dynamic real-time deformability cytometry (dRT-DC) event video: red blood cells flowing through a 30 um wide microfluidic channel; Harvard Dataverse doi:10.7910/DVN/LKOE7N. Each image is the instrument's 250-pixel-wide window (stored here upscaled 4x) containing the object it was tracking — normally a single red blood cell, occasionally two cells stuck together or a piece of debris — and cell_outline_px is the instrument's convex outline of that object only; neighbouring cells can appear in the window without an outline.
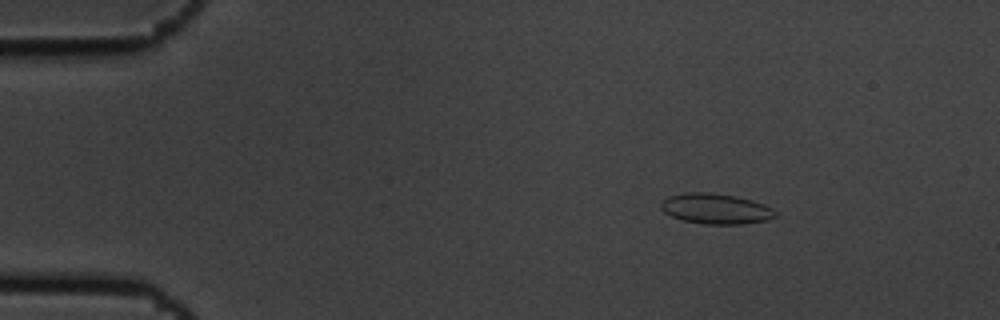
{"species": "common noctule bat (a hibernating species)", "species_latin": "Nyctalus noctula", "temperature_condition": "cold", "stored_images_in_passage": 6, "camera_frame_rate_fps": 3000, "um_per_image_px": 0.085, "animal": {"sex": "male", "body_mass_g": 19.5, "forearm_length_mm": 54.6}, "frame": {"image": 1, "passage_image": 3, "time_ms": 0.667, "image_size_px": [1000, 320], "cell_outline_px": [[776, 216], [768, 220], [740, 224], [704, 224], [684, 220], [672, 216], [664, 212], [660, 208], [660, 204], [668, 196], [684, 192], [708, 192], [736, 196], [752, 200], [764, 204], [772, 208], [776, 212]], "centroid_in_image_um": [60.84, 17.73], "position_along_channel_um": 24.2, "area_um2": 20.29}}
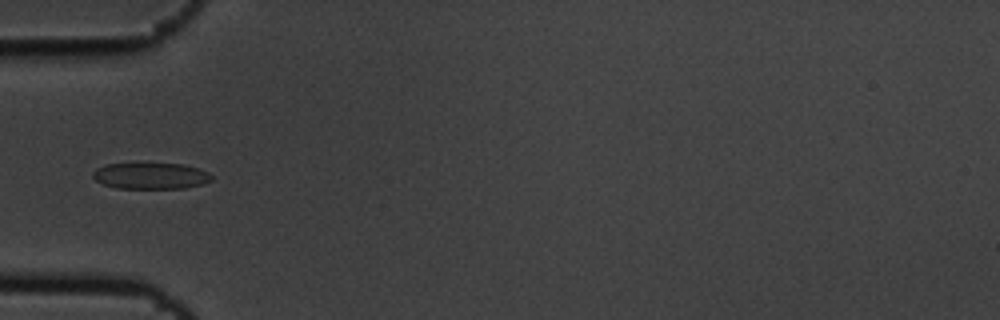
{"frame": {"image": 2, "passage_image": 6, "time_ms": 1.667, "image_size_px": [1000, 320], "cell_outline_px": [[212, 180], [200, 184], [184, 188], [116, 188], [104, 184], [96, 180], [92, 176], [92, 172], [96, 168], [108, 164], [184, 164], [208, 172], [212, 176]], "centroid_in_image_um": [12.79, 14.95], "position_along_channel_um": 72.2, "area_um2": 17.92}}